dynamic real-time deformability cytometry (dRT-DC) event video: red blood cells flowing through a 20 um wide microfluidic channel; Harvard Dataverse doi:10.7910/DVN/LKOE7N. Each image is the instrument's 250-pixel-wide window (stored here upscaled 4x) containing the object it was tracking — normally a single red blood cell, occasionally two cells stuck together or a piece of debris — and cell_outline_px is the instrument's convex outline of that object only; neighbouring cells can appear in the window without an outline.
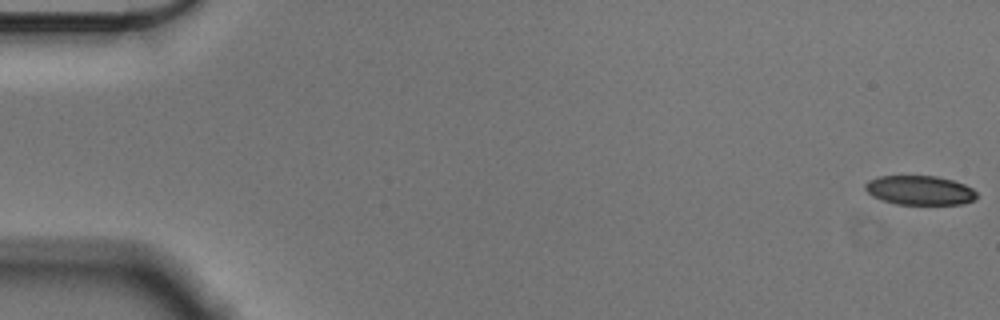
{"species": "Egyptian fruit bat (a non-hibernating species)", "species_latin": "Rousettus aegyptiacus", "temperature_condition": "cold", "stored_images_in_passage": 56, "camera_frame_rate_fps": 3000, "um_per_image_px": 0.085, "animal": {"sex": "male"}, "frame": {"image": 1, "passage_image": 1, "time_ms": 0.0, "image_size_px": [1000, 320], "cell_outline_px": [[976, 196], [972, 200], [964, 204], [896, 204], [880, 200], [872, 196], [864, 188], [864, 184], [868, 180], [880, 176], [936, 176], [952, 180], [964, 184], [972, 188], [976, 192]], "centroid_in_image_um": [78.14, 16.17], "position_along_channel_um": 6.9, "area_um2": 19.02}}
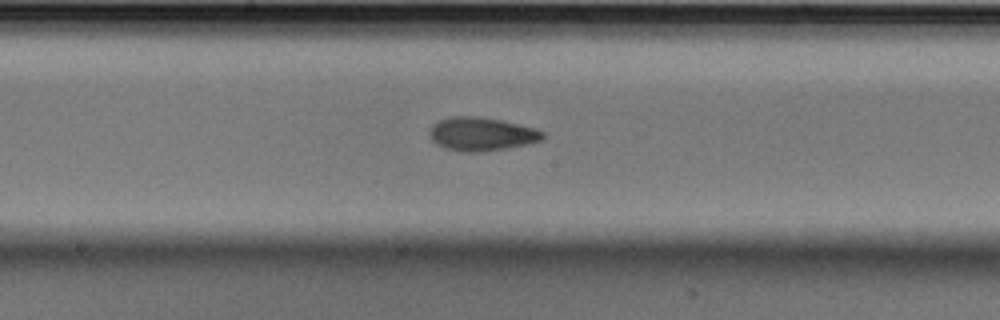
{"frame": {"image": 2, "passage_image": 30, "time_ms": 9.667, "image_size_px": [1000, 320], "cell_outline_px": [[544, 136], [540, 140], [524, 144], [484, 152], [464, 152], [444, 148], [436, 144], [428, 136], [428, 132], [432, 124], [440, 120], [452, 116], [476, 116], [500, 120], [532, 128], [544, 132]], "centroid_in_image_um": [40.83, 11.39], "position_along_channel_um": 207.4, "area_um2": 21.85}}
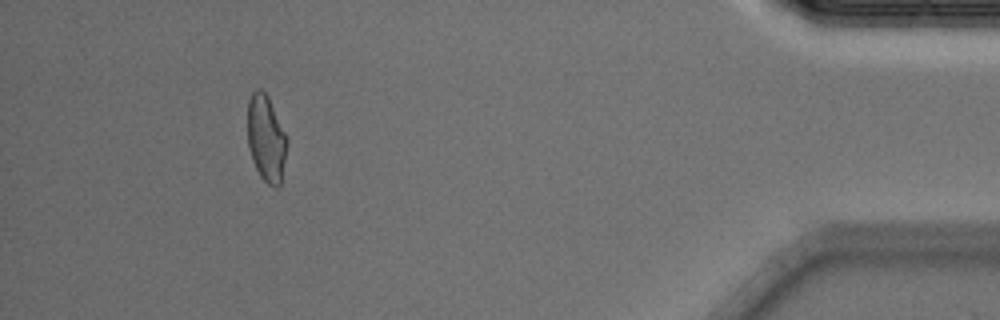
{"frame": {"image": 3, "passage_image": 52, "time_ms": 17.0, "image_size_px": [1000, 320], "cell_outline_px": [[288, 144], [280, 184], [276, 188], [268, 184], [260, 176], [252, 160], [248, 148], [248, 100], [252, 92], [256, 88], [260, 88], [268, 96], [288, 136]], "centroid_in_image_um": [22.63, 11.75], "position_along_channel_um": 412.6, "area_um2": 20.17}, "authors_computed_cell_mechanics": {"area_um2": 20.7502, "velocity_mm_per_s": 3.5907, "shape_relaxation_time_tau1_ms": 8.3477, "shape_relaxation_time_tau2_ms": 2.5543, "deformation_change_tau1": 0.1701, "deformation_change_tau2": 0.0886}}